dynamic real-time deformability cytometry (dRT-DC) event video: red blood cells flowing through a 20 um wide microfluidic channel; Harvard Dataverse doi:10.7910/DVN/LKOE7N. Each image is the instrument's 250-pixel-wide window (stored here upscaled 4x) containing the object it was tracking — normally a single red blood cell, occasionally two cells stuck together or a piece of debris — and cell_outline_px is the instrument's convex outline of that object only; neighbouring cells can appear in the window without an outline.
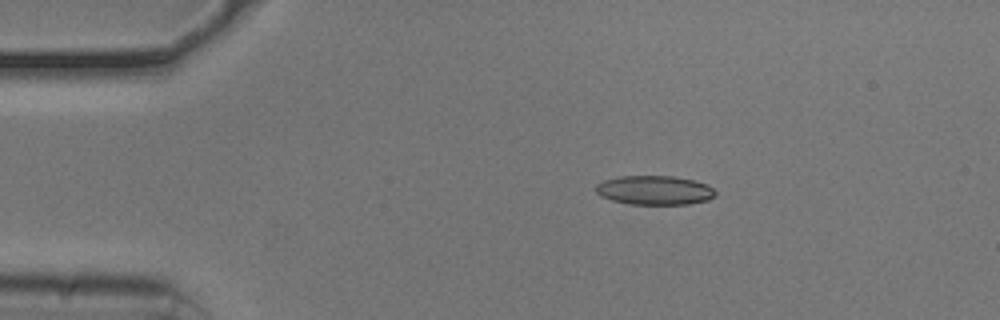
{"species": "common noctule bat (a hibernating species)", "species_latin": "Nyctalus noctula", "temperature_condition": "cold", "stored_images_in_passage": 45, "camera_frame_rate_fps": 3000, "um_per_image_px": 0.085, "animal": {"sex": "male", "body_mass_g": 20.5, "forearm_length_mm": 52.5}, "frame": {"image": 1, "passage_image": 1, "time_ms": 0.0, "image_size_px": [1000, 320], "cell_outline_px": [[716, 196], [708, 200], [688, 204], [632, 204], [612, 200], [600, 196], [596, 192], [596, 184], [604, 180], [620, 176], [672, 176], [692, 180], [708, 184], [716, 192]], "centroid_in_image_um": [55.65, 16.17], "position_along_channel_um": 29.4, "area_um2": 20.29}}
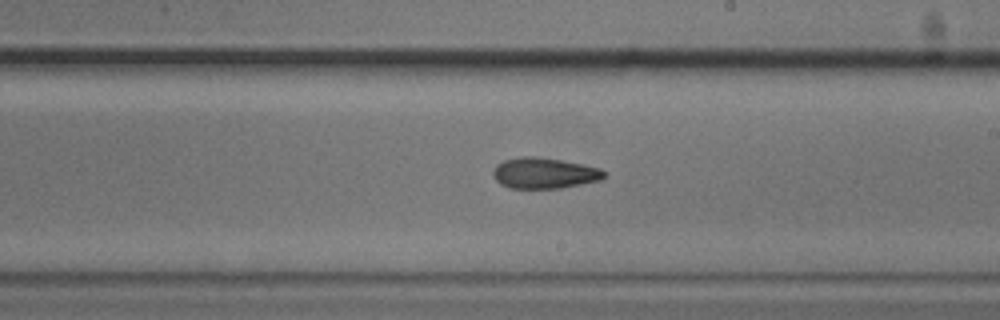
{"frame": {"image": 2, "passage_image": 22, "time_ms": 7.0, "image_size_px": [1000, 320], "cell_outline_px": [[608, 176], [604, 180], [560, 188], [508, 188], [500, 184], [492, 176], [492, 172], [496, 164], [504, 160], [520, 156], [532, 156], [560, 160], [600, 168], [608, 172]], "centroid_in_image_um": [46.29, 14.72], "position_along_channel_um": 242.7, "area_um2": 20.23}}
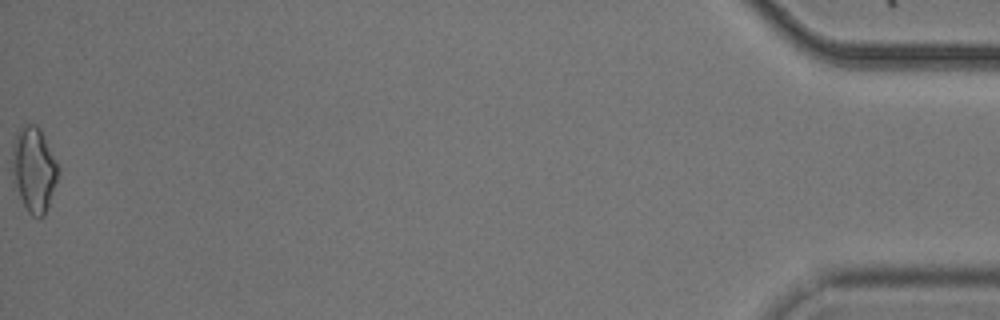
{"frame": {"image": 3, "passage_image": 45, "time_ms": 14.667, "image_size_px": [1000, 320], "cell_outline_px": [[56, 180], [44, 216], [32, 216], [28, 212], [12, 180], [12, 140], [20, 128], [24, 124], [36, 124], [40, 128], [56, 164]], "centroid_in_image_um": [2.81, 14.36], "position_along_channel_um": 432.4, "area_um2": 22.08}, "authors_computed_cell_mechanics": {"area_um2": 19.9988, "velocity_mm_per_s": 3.786, "shape_relaxation_time_tau1_ms": null, "shape_relaxation_time_tau2_ms": 6.6742, "deformation_change_tau1": null, "deformation_change_tau2": 0.1568}}